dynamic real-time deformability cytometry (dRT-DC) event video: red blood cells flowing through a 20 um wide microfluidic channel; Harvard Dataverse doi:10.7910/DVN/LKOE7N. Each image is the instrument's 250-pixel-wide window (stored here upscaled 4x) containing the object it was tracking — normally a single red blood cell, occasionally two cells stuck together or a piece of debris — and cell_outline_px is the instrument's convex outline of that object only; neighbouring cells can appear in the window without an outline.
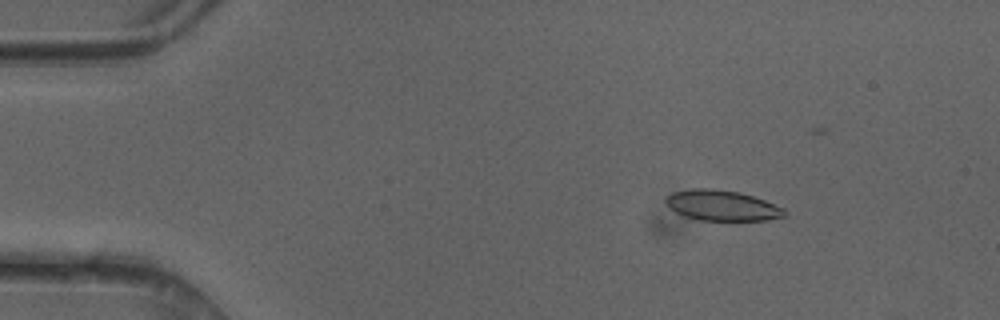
{"species": "common noctule bat (a hibernating species)", "species_latin": "Nyctalus noctula", "temperature_condition": "cold", "stored_images_in_passage": 46, "camera_frame_rate_fps": 3000, "um_per_image_px": 0.085, "animal": {"sex": "female"}, "frame": {"image": 1, "passage_image": 4, "time_ms": 1.0, "image_size_px": [1000, 320], "cell_outline_px": [[788, 212], [784, 216], [768, 220], [700, 220], [684, 216], [668, 208], [664, 200], [672, 192], [696, 188], [712, 188], [736, 192], [752, 196], [764, 200], [784, 208]], "centroid_in_image_um": [61.35, 17.47], "position_along_channel_um": 23.6, "area_um2": 20.98}}
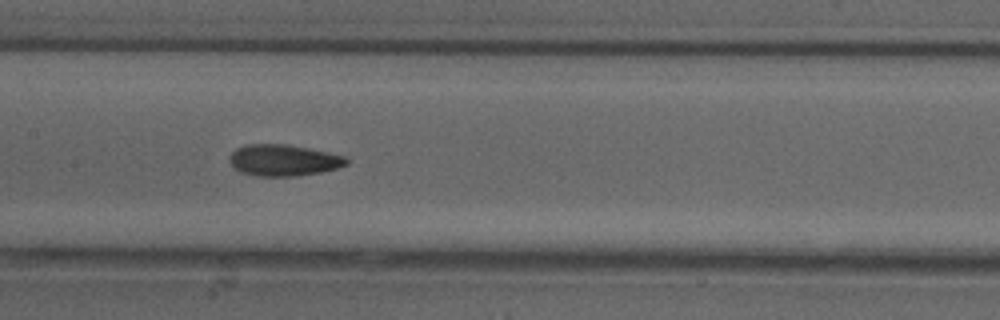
{"frame": {"image": 2, "passage_image": 21, "time_ms": 6.667, "image_size_px": [1000, 320], "cell_outline_px": [[348, 164], [336, 168], [320, 172], [296, 176], [256, 176], [240, 172], [228, 160], [232, 152], [236, 148], [248, 144], [288, 144], [308, 148], [344, 156], [348, 160]], "centroid_in_image_um": [24.08, 13.62], "position_along_channel_um": 183.3, "area_um2": 21.27}}
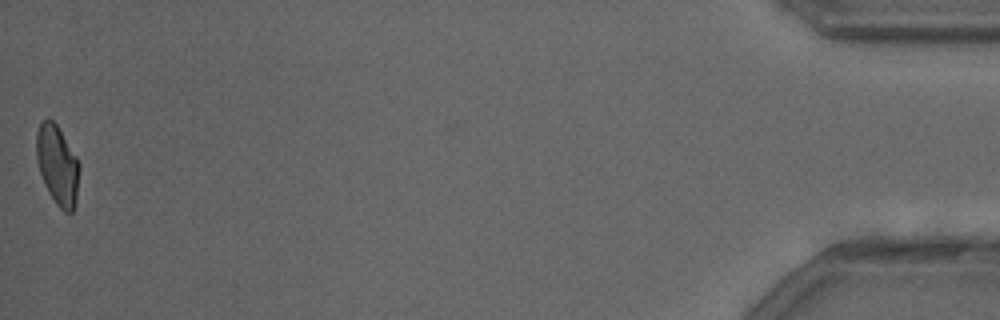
{"frame": {"image": 3, "passage_image": 46, "time_ms": 15.0, "image_size_px": [1000, 320], "cell_outline_px": [[80, 168], [76, 200], [72, 212], [64, 212], [56, 204], [48, 192], [44, 184], [36, 160], [36, 132], [40, 124], [48, 116], [56, 124], [76, 156], [80, 164]], "centroid_in_image_um": [4.88, 14.03], "position_along_channel_um": 430.3, "area_um2": 19.94}, "authors_computed_cell_mechanics": {"area_um2": 20.9814, "velocity_mm_per_s": 4.1776, "shape_relaxation_time_tau1_ms": null, "shape_relaxation_time_tau2_ms": 3.2938, "deformation_change_tau1": null, "deformation_change_tau2": 0.0934}}